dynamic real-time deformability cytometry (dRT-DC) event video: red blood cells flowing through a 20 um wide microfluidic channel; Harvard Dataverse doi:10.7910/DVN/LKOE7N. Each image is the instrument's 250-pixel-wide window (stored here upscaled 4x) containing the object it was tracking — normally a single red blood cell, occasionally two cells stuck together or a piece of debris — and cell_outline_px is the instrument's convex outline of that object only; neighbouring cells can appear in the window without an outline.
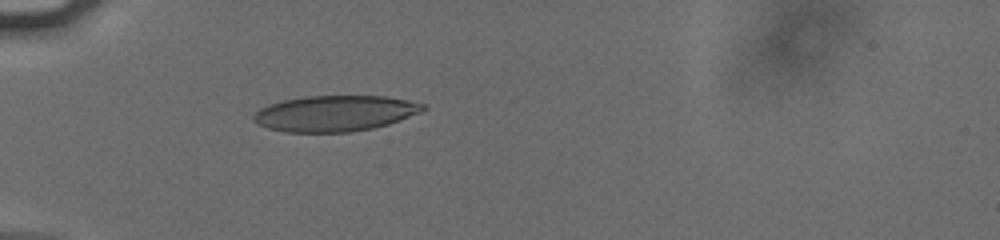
{"species": "human", "species_latin": "Homo sapiens", "temperature_condition": "cold", "stored_images_in_passage": 38, "camera_frame_rate_fps": 3000, "um_per_image_px": 0.085, "donor": {"sex": "male"}, "frame": {"image": 1, "passage_image": 1, "time_ms": 0.0, "image_size_px": [1000, 240], "cell_outline_px": [[428, 108], [420, 112], [400, 120], [388, 124], [372, 128], [352, 132], [284, 132], [268, 128], [252, 120], [252, 116], [260, 108], [268, 104], [284, 100], [304, 96], [384, 96], [408, 100], [424, 104]], "centroid_in_image_um": [28.47, 9.64], "position_along_channel_um": 56.5, "area_um2": 35.37}}
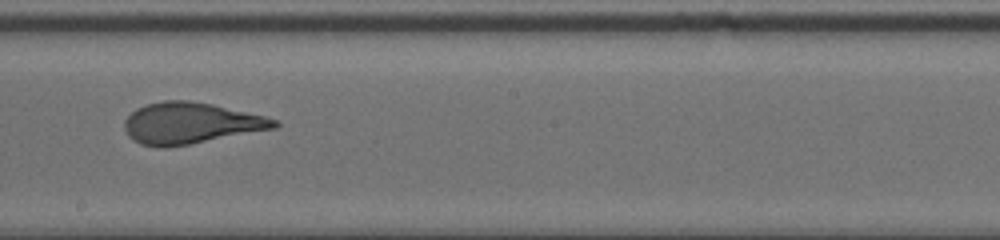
{"frame": {"image": 2, "passage_image": 16, "time_ms": 5.0, "image_size_px": [1000, 240], "cell_outline_px": [[280, 124], [276, 128], [188, 144], [140, 144], [132, 140], [128, 136], [124, 128], [124, 120], [136, 108], [148, 104], [164, 100], [188, 100], [212, 104], [264, 116], [276, 120]], "centroid_in_image_um": [16.2, 10.43], "position_along_channel_um": 232.0, "area_um2": 35.08}}
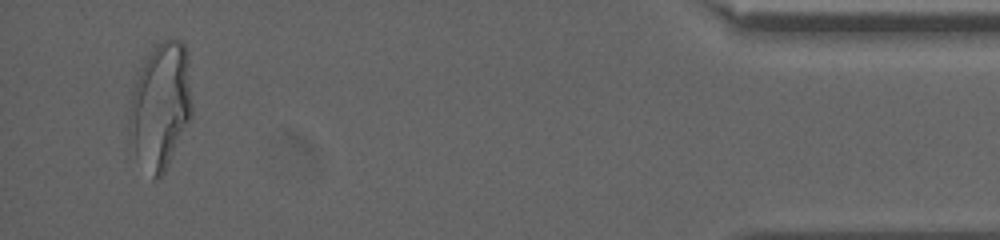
{"frame": {"image": 3, "passage_image": 36, "time_ms": 11.667, "image_size_px": [1000, 240], "cell_outline_px": [[192, 116], [164, 172], [156, 180], [152, 180], [136, 156], [128, 132], [128, 116], [132, 88], [140, 60], [152, 44], [164, 40], [180, 40], [184, 44], [188, 52], [192, 104]], "centroid_in_image_um": [13.61, 8.92], "position_along_channel_um": 421.6, "area_um2": 47.4}, "authors_computed_cell_mechanics": {"area_um2": 36.3562, "velocity_mm_per_s": 3.8047, "shape_relaxation_time_tau1_ms": 4.6897, "shape_relaxation_time_tau2_ms": 0.8526, "deformation_change_tau1": 0.212, "deformation_change_tau2": 0.0961}}